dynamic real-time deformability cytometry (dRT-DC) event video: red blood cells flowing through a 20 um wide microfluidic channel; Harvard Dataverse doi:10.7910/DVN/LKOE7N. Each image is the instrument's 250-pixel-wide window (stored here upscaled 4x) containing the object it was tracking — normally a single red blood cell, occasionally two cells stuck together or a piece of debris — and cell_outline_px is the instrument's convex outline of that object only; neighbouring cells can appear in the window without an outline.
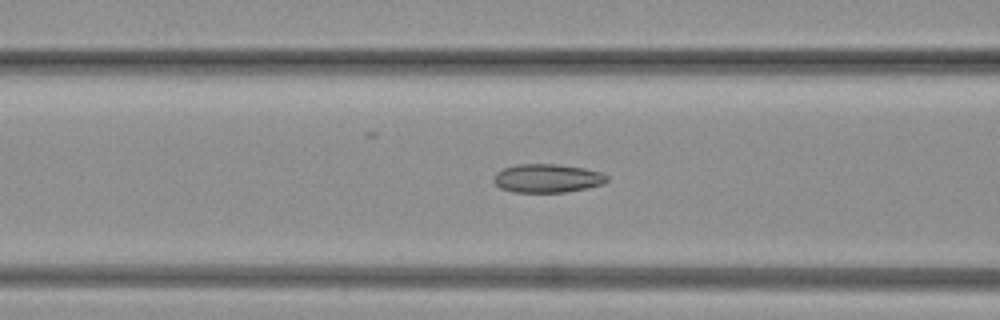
{"species": "common noctule bat (a hibernating species)", "species_latin": "Nyctalus noctula", "temperature_condition": "warm", "stored_images_in_passage": 24, "camera_frame_rate_fps": 3000, "um_per_image_px": 0.085, "animal": {"sex": "female", "body_mass_g": 19.3, "forearm_length_mm": 54.1}, "frame": {"image": 1, "passage_image": 20, "time_ms": 6.333, "image_size_px": [1000, 320], "cell_outline_px": [[608, 180], [604, 184], [588, 188], [564, 192], [516, 192], [500, 188], [492, 180], [492, 176], [496, 172], [504, 168], [516, 164], [556, 164], [584, 168], [600, 172], [608, 176]], "centroid_in_image_um": [46.51, 15.15], "position_along_channel_um": 120.1, "area_um2": 18.96}}